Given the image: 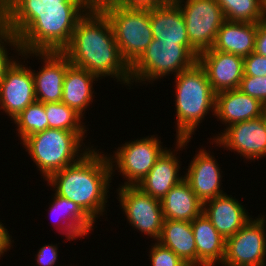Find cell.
<instances>
[{
	"mask_svg": "<svg viewBox=\"0 0 266 266\" xmlns=\"http://www.w3.org/2000/svg\"><path fill=\"white\" fill-rule=\"evenodd\" d=\"M95 1L0 0V16L17 35L21 52H62Z\"/></svg>",
	"mask_w": 266,
	"mask_h": 266,
	"instance_id": "1",
	"label": "cell"
},
{
	"mask_svg": "<svg viewBox=\"0 0 266 266\" xmlns=\"http://www.w3.org/2000/svg\"><path fill=\"white\" fill-rule=\"evenodd\" d=\"M71 65L100 79L106 76L130 87V66L122 58L111 23L94 3L80 18L69 44L62 50Z\"/></svg>",
	"mask_w": 266,
	"mask_h": 266,
	"instance_id": "2",
	"label": "cell"
},
{
	"mask_svg": "<svg viewBox=\"0 0 266 266\" xmlns=\"http://www.w3.org/2000/svg\"><path fill=\"white\" fill-rule=\"evenodd\" d=\"M102 153L91 148L78 162L46 180L57 195L76 203L94 222L106 211L108 189L114 176L108 155Z\"/></svg>",
	"mask_w": 266,
	"mask_h": 266,
	"instance_id": "3",
	"label": "cell"
},
{
	"mask_svg": "<svg viewBox=\"0 0 266 266\" xmlns=\"http://www.w3.org/2000/svg\"><path fill=\"white\" fill-rule=\"evenodd\" d=\"M176 140L190 139L210 110L215 112V92L199 62L174 76Z\"/></svg>",
	"mask_w": 266,
	"mask_h": 266,
	"instance_id": "4",
	"label": "cell"
},
{
	"mask_svg": "<svg viewBox=\"0 0 266 266\" xmlns=\"http://www.w3.org/2000/svg\"><path fill=\"white\" fill-rule=\"evenodd\" d=\"M83 141L75 132L47 128L28 136L20 144L23 143L43 179L47 180L55 172L78 162L93 148L85 146ZM83 144L85 148L81 150Z\"/></svg>",
	"mask_w": 266,
	"mask_h": 266,
	"instance_id": "5",
	"label": "cell"
},
{
	"mask_svg": "<svg viewBox=\"0 0 266 266\" xmlns=\"http://www.w3.org/2000/svg\"><path fill=\"white\" fill-rule=\"evenodd\" d=\"M108 17L120 54L131 67L152 42L148 7H128L112 0H95Z\"/></svg>",
	"mask_w": 266,
	"mask_h": 266,
	"instance_id": "6",
	"label": "cell"
},
{
	"mask_svg": "<svg viewBox=\"0 0 266 266\" xmlns=\"http://www.w3.org/2000/svg\"><path fill=\"white\" fill-rule=\"evenodd\" d=\"M199 53L191 44L153 39L141 57L130 67L131 84L154 82L169 74L178 75L195 62ZM176 73V74H175Z\"/></svg>",
	"mask_w": 266,
	"mask_h": 266,
	"instance_id": "7",
	"label": "cell"
},
{
	"mask_svg": "<svg viewBox=\"0 0 266 266\" xmlns=\"http://www.w3.org/2000/svg\"><path fill=\"white\" fill-rule=\"evenodd\" d=\"M162 143L155 135L142 137L125 142L114 151L113 156H108L112 174L115 170H119L118 172L122 173V176L127 180L121 187L137 186L140 183L167 149Z\"/></svg>",
	"mask_w": 266,
	"mask_h": 266,
	"instance_id": "8",
	"label": "cell"
},
{
	"mask_svg": "<svg viewBox=\"0 0 266 266\" xmlns=\"http://www.w3.org/2000/svg\"><path fill=\"white\" fill-rule=\"evenodd\" d=\"M182 10L191 46L200 54L211 49L225 21L216 0H173ZM184 3V4H182Z\"/></svg>",
	"mask_w": 266,
	"mask_h": 266,
	"instance_id": "9",
	"label": "cell"
},
{
	"mask_svg": "<svg viewBox=\"0 0 266 266\" xmlns=\"http://www.w3.org/2000/svg\"><path fill=\"white\" fill-rule=\"evenodd\" d=\"M252 218L226 239L222 266H266V218Z\"/></svg>",
	"mask_w": 266,
	"mask_h": 266,
	"instance_id": "10",
	"label": "cell"
},
{
	"mask_svg": "<svg viewBox=\"0 0 266 266\" xmlns=\"http://www.w3.org/2000/svg\"><path fill=\"white\" fill-rule=\"evenodd\" d=\"M116 191L129 225L158 241L164 223L161 201L137 186H120Z\"/></svg>",
	"mask_w": 266,
	"mask_h": 266,
	"instance_id": "11",
	"label": "cell"
},
{
	"mask_svg": "<svg viewBox=\"0 0 266 266\" xmlns=\"http://www.w3.org/2000/svg\"><path fill=\"white\" fill-rule=\"evenodd\" d=\"M218 134L212 143L222 146L224 150L236 151L248 160L266 157V114L229 125Z\"/></svg>",
	"mask_w": 266,
	"mask_h": 266,
	"instance_id": "12",
	"label": "cell"
},
{
	"mask_svg": "<svg viewBox=\"0 0 266 266\" xmlns=\"http://www.w3.org/2000/svg\"><path fill=\"white\" fill-rule=\"evenodd\" d=\"M18 60L17 57L0 80V110L12 120L36 101L32 69Z\"/></svg>",
	"mask_w": 266,
	"mask_h": 266,
	"instance_id": "13",
	"label": "cell"
},
{
	"mask_svg": "<svg viewBox=\"0 0 266 266\" xmlns=\"http://www.w3.org/2000/svg\"><path fill=\"white\" fill-rule=\"evenodd\" d=\"M22 60L38 56L43 65L39 72L32 70L36 101L54 103L62 101L63 82L67 68L71 65L62 52H20ZM34 71V72H33Z\"/></svg>",
	"mask_w": 266,
	"mask_h": 266,
	"instance_id": "14",
	"label": "cell"
},
{
	"mask_svg": "<svg viewBox=\"0 0 266 266\" xmlns=\"http://www.w3.org/2000/svg\"><path fill=\"white\" fill-rule=\"evenodd\" d=\"M197 61L215 93L239 88L244 76L243 57L211 48L201 52Z\"/></svg>",
	"mask_w": 266,
	"mask_h": 266,
	"instance_id": "15",
	"label": "cell"
},
{
	"mask_svg": "<svg viewBox=\"0 0 266 266\" xmlns=\"http://www.w3.org/2000/svg\"><path fill=\"white\" fill-rule=\"evenodd\" d=\"M176 141L177 146L175 145V149L173 151L171 149H166L157 159L149 173L137 185L142 191L159 200L184 179V175L180 176L178 173L181 164H179L180 159L177 157L178 153L175 155L174 152L183 150V147L187 146L190 139H180Z\"/></svg>",
	"mask_w": 266,
	"mask_h": 266,
	"instance_id": "16",
	"label": "cell"
},
{
	"mask_svg": "<svg viewBox=\"0 0 266 266\" xmlns=\"http://www.w3.org/2000/svg\"><path fill=\"white\" fill-rule=\"evenodd\" d=\"M206 149H199L197 154L191 160L186 169L184 179L189 183L199 200L205 202L221 196L224 193L221 190L222 169L215 160L212 154H209Z\"/></svg>",
	"mask_w": 266,
	"mask_h": 266,
	"instance_id": "17",
	"label": "cell"
},
{
	"mask_svg": "<svg viewBox=\"0 0 266 266\" xmlns=\"http://www.w3.org/2000/svg\"><path fill=\"white\" fill-rule=\"evenodd\" d=\"M265 112L266 106L261 101L250 97L238 88L215 93L213 115L226 127L259 118L265 115Z\"/></svg>",
	"mask_w": 266,
	"mask_h": 266,
	"instance_id": "18",
	"label": "cell"
},
{
	"mask_svg": "<svg viewBox=\"0 0 266 266\" xmlns=\"http://www.w3.org/2000/svg\"><path fill=\"white\" fill-rule=\"evenodd\" d=\"M203 213L225 239L233 236L252 219L244 206L235 197L227 194L205 202Z\"/></svg>",
	"mask_w": 266,
	"mask_h": 266,
	"instance_id": "19",
	"label": "cell"
},
{
	"mask_svg": "<svg viewBox=\"0 0 266 266\" xmlns=\"http://www.w3.org/2000/svg\"><path fill=\"white\" fill-rule=\"evenodd\" d=\"M149 18L154 39L190 44L182 10L173 0L150 7Z\"/></svg>",
	"mask_w": 266,
	"mask_h": 266,
	"instance_id": "20",
	"label": "cell"
},
{
	"mask_svg": "<svg viewBox=\"0 0 266 266\" xmlns=\"http://www.w3.org/2000/svg\"><path fill=\"white\" fill-rule=\"evenodd\" d=\"M196 244V266H217L225 255L226 239L202 212L191 221ZM217 263V264H216Z\"/></svg>",
	"mask_w": 266,
	"mask_h": 266,
	"instance_id": "21",
	"label": "cell"
},
{
	"mask_svg": "<svg viewBox=\"0 0 266 266\" xmlns=\"http://www.w3.org/2000/svg\"><path fill=\"white\" fill-rule=\"evenodd\" d=\"M257 28L258 23L225 20L212 48L244 58L255 50Z\"/></svg>",
	"mask_w": 266,
	"mask_h": 266,
	"instance_id": "22",
	"label": "cell"
},
{
	"mask_svg": "<svg viewBox=\"0 0 266 266\" xmlns=\"http://www.w3.org/2000/svg\"><path fill=\"white\" fill-rule=\"evenodd\" d=\"M160 201L164 219L167 220L191 222L203 212V203L185 179L176 184Z\"/></svg>",
	"mask_w": 266,
	"mask_h": 266,
	"instance_id": "23",
	"label": "cell"
},
{
	"mask_svg": "<svg viewBox=\"0 0 266 266\" xmlns=\"http://www.w3.org/2000/svg\"><path fill=\"white\" fill-rule=\"evenodd\" d=\"M98 79L87 70L70 65L64 77L62 102L84 117L87 107L93 103V83Z\"/></svg>",
	"mask_w": 266,
	"mask_h": 266,
	"instance_id": "24",
	"label": "cell"
},
{
	"mask_svg": "<svg viewBox=\"0 0 266 266\" xmlns=\"http://www.w3.org/2000/svg\"><path fill=\"white\" fill-rule=\"evenodd\" d=\"M158 242L170 248L187 265L196 266V244L191 222L164 219Z\"/></svg>",
	"mask_w": 266,
	"mask_h": 266,
	"instance_id": "25",
	"label": "cell"
},
{
	"mask_svg": "<svg viewBox=\"0 0 266 266\" xmlns=\"http://www.w3.org/2000/svg\"><path fill=\"white\" fill-rule=\"evenodd\" d=\"M53 199L49 212L52 215L61 214L59 217L63 215L60 220L64 219L65 222L60 226L59 233L65 234L67 240L72 241L82 236L86 237L89 232L94 230L95 222L76 203L56 193H54Z\"/></svg>",
	"mask_w": 266,
	"mask_h": 266,
	"instance_id": "26",
	"label": "cell"
},
{
	"mask_svg": "<svg viewBox=\"0 0 266 266\" xmlns=\"http://www.w3.org/2000/svg\"><path fill=\"white\" fill-rule=\"evenodd\" d=\"M45 113L48 120V128L67 130L77 133L84 139L86 126L82 123L83 116L62 101L44 103ZM84 124V125H83Z\"/></svg>",
	"mask_w": 266,
	"mask_h": 266,
	"instance_id": "27",
	"label": "cell"
},
{
	"mask_svg": "<svg viewBox=\"0 0 266 266\" xmlns=\"http://www.w3.org/2000/svg\"><path fill=\"white\" fill-rule=\"evenodd\" d=\"M225 20L258 23L264 19V0H216Z\"/></svg>",
	"mask_w": 266,
	"mask_h": 266,
	"instance_id": "28",
	"label": "cell"
},
{
	"mask_svg": "<svg viewBox=\"0 0 266 266\" xmlns=\"http://www.w3.org/2000/svg\"><path fill=\"white\" fill-rule=\"evenodd\" d=\"M17 126V134L23 142L28 136L44 131L48 128L47 115L45 113L44 103L35 101L27 106L13 120Z\"/></svg>",
	"mask_w": 266,
	"mask_h": 266,
	"instance_id": "29",
	"label": "cell"
},
{
	"mask_svg": "<svg viewBox=\"0 0 266 266\" xmlns=\"http://www.w3.org/2000/svg\"><path fill=\"white\" fill-rule=\"evenodd\" d=\"M17 50L18 56L20 55V45L17 35L8 26L7 22L0 16V80L4 77L6 69L14 62L16 58L9 56L7 47ZM6 46V47H5ZM12 57V58H10Z\"/></svg>",
	"mask_w": 266,
	"mask_h": 266,
	"instance_id": "30",
	"label": "cell"
},
{
	"mask_svg": "<svg viewBox=\"0 0 266 266\" xmlns=\"http://www.w3.org/2000/svg\"><path fill=\"white\" fill-rule=\"evenodd\" d=\"M151 266H189L178 257L170 248L163 246L160 242L151 245L149 251Z\"/></svg>",
	"mask_w": 266,
	"mask_h": 266,
	"instance_id": "31",
	"label": "cell"
},
{
	"mask_svg": "<svg viewBox=\"0 0 266 266\" xmlns=\"http://www.w3.org/2000/svg\"><path fill=\"white\" fill-rule=\"evenodd\" d=\"M238 89L266 106V76H243Z\"/></svg>",
	"mask_w": 266,
	"mask_h": 266,
	"instance_id": "32",
	"label": "cell"
},
{
	"mask_svg": "<svg viewBox=\"0 0 266 266\" xmlns=\"http://www.w3.org/2000/svg\"><path fill=\"white\" fill-rule=\"evenodd\" d=\"M244 76H266V57L255 52L243 58Z\"/></svg>",
	"mask_w": 266,
	"mask_h": 266,
	"instance_id": "33",
	"label": "cell"
},
{
	"mask_svg": "<svg viewBox=\"0 0 266 266\" xmlns=\"http://www.w3.org/2000/svg\"><path fill=\"white\" fill-rule=\"evenodd\" d=\"M35 256L37 257L36 263L38 266H55L58 260V246L57 244H45L39 249Z\"/></svg>",
	"mask_w": 266,
	"mask_h": 266,
	"instance_id": "34",
	"label": "cell"
},
{
	"mask_svg": "<svg viewBox=\"0 0 266 266\" xmlns=\"http://www.w3.org/2000/svg\"><path fill=\"white\" fill-rule=\"evenodd\" d=\"M255 53L266 57V20L258 22L257 33L255 37Z\"/></svg>",
	"mask_w": 266,
	"mask_h": 266,
	"instance_id": "35",
	"label": "cell"
},
{
	"mask_svg": "<svg viewBox=\"0 0 266 266\" xmlns=\"http://www.w3.org/2000/svg\"><path fill=\"white\" fill-rule=\"evenodd\" d=\"M113 2L128 7H154L165 3L167 0H112Z\"/></svg>",
	"mask_w": 266,
	"mask_h": 266,
	"instance_id": "36",
	"label": "cell"
},
{
	"mask_svg": "<svg viewBox=\"0 0 266 266\" xmlns=\"http://www.w3.org/2000/svg\"><path fill=\"white\" fill-rule=\"evenodd\" d=\"M3 225L4 224L0 222V257L1 255L3 257V254H5V252L11 249V247L13 246L12 242H14L11 239L12 236L9 234V231Z\"/></svg>",
	"mask_w": 266,
	"mask_h": 266,
	"instance_id": "37",
	"label": "cell"
},
{
	"mask_svg": "<svg viewBox=\"0 0 266 266\" xmlns=\"http://www.w3.org/2000/svg\"><path fill=\"white\" fill-rule=\"evenodd\" d=\"M51 1H95V0H51Z\"/></svg>",
	"mask_w": 266,
	"mask_h": 266,
	"instance_id": "38",
	"label": "cell"
},
{
	"mask_svg": "<svg viewBox=\"0 0 266 266\" xmlns=\"http://www.w3.org/2000/svg\"><path fill=\"white\" fill-rule=\"evenodd\" d=\"M264 2H265V6H264V19L266 20V0H264Z\"/></svg>",
	"mask_w": 266,
	"mask_h": 266,
	"instance_id": "39",
	"label": "cell"
}]
</instances>
